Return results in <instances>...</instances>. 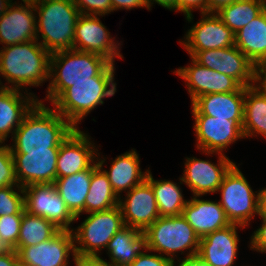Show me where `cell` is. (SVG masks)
<instances>
[{"label": "cell", "mask_w": 266, "mask_h": 266, "mask_svg": "<svg viewBox=\"0 0 266 266\" xmlns=\"http://www.w3.org/2000/svg\"><path fill=\"white\" fill-rule=\"evenodd\" d=\"M75 128L57 111L38 102L25 115L9 144L12 154L27 151L59 150L60 144Z\"/></svg>", "instance_id": "cell-1"}, {"label": "cell", "mask_w": 266, "mask_h": 266, "mask_svg": "<svg viewBox=\"0 0 266 266\" xmlns=\"http://www.w3.org/2000/svg\"><path fill=\"white\" fill-rule=\"evenodd\" d=\"M50 57L37 40L0 48V76L7 84L4 88L28 93L27 86H42L49 81Z\"/></svg>", "instance_id": "cell-2"}, {"label": "cell", "mask_w": 266, "mask_h": 266, "mask_svg": "<svg viewBox=\"0 0 266 266\" xmlns=\"http://www.w3.org/2000/svg\"><path fill=\"white\" fill-rule=\"evenodd\" d=\"M34 8L38 14L36 40L50 53L73 49L75 27L81 15L73 0H40Z\"/></svg>", "instance_id": "cell-3"}, {"label": "cell", "mask_w": 266, "mask_h": 266, "mask_svg": "<svg viewBox=\"0 0 266 266\" xmlns=\"http://www.w3.org/2000/svg\"><path fill=\"white\" fill-rule=\"evenodd\" d=\"M111 62L105 57L75 49L51 53L45 100L51 104L75 82L95 81Z\"/></svg>", "instance_id": "cell-4"}, {"label": "cell", "mask_w": 266, "mask_h": 266, "mask_svg": "<svg viewBox=\"0 0 266 266\" xmlns=\"http://www.w3.org/2000/svg\"><path fill=\"white\" fill-rule=\"evenodd\" d=\"M115 64L111 63L95 81L75 82L67 88L51 105L74 128H79L81 120L91 113L104 99L117 92L114 81Z\"/></svg>", "instance_id": "cell-5"}, {"label": "cell", "mask_w": 266, "mask_h": 266, "mask_svg": "<svg viewBox=\"0 0 266 266\" xmlns=\"http://www.w3.org/2000/svg\"><path fill=\"white\" fill-rule=\"evenodd\" d=\"M144 236L146 249L173 262L180 259V252L187 251L186 257H192L199 251L200 238L182 215L159 217L144 231Z\"/></svg>", "instance_id": "cell-6"}, {"label": "cell", "mask_w": 266, "mask_h": 266, "mask_svg": "<svg viewBox=\"0 0 266 266\" xmlns=\"http://www.w3.org/2000/svg\"><path fill=\"white\" fill-rule=\"evenodd\" d=\"M125 226L120 206L89 213L76 228H72L76 257H99L113 236Z\"/></svg>", "instance_id": "cell-7"}, {"label": "cell", "mask_w": 266, "mask_h": 266, "mask_svg": "<svg viewBox=\"0 0 266 266\" xmlns=\"http://www.w3.org/2000/svg\"><path fill=\"white\" fill-rule=\"evenodd\" d=\"M218 192V202L231 224L246 227L255 215H260V190L253 191L236 163L225 174Z\"/></svg>", "instance_id": "cell-8"}, {"label": "cell", "mask_w": 266, "mask_h": 266, "mask_svg": "<svg viewBox=\"0 0 266 266\" xmlns=\"http://www.w3.org/2000/svg\"><path fill=\"white\" fill-rule=\"evenodd\" d=\"M196 148L207 156L224 154L232 143L244 138L243 121L225 120L209 115H192Z\"/></svg>", "instance_id": "cell-9"}, {"label": "cell", "mask_w": 266, "mask_h": 266, "mask_svg": "<svg viewBox=\"0 0 266 266\" xmlns=\"http://www.w3.org/2000/svg\"><path fill=\"white\" fill-rule=\"evenodd\" d=\"M25 211L41 216L60 230H72L75 216L67 208L53 184H34L23 188Z\"/></svg>", "instance_id": "cell-10"}, {"label": "cell", "mask_w": 266, "mask_h": 266, "mask_svg": "<svg viewBox=\"0 0 266 266\" xmlns=\"http://www.w3.org/2000/svg\"><path fill=\"white\" fill-rule=\"evenodd\" d=\"M199 22L194 23L179 44L190 58L198 51L227 48L235 45V33L229 29L216 13H202Z\"/></svg>", "instance_id": "cell-11"}, {"label": "cell", "mask_w": 266, "mask_h": 266, "mask_svg": "<svg viewBox=\"0 0 266 266\" xmlns=\"http://www.w3.org/2000/svg\"><path fill=\"white\" fill-rule=\"evenodd\" d=\"M22 266H69L76 258L72 231L59 230L52 238L37 245L16 247Z\"/></svg>", "instance_id": "cell-12"}, {"label": "cell", "mask_w": 266, "mask_h": 266, "mask_svg": "<svg viewBox=\"0 0 266 266\" xmlns=\"http://www.w3.org/2000/svg\"><path fill=\"white\" fill-rule=\"evenodd\" d=\"M122 42L115 40L96 15L81 14L75 27L73 49L99 54L111 63L123 59L120 53ZM120 46V47H119Z\"/></svg>", "instance_id": "cell-13"}, {"label": "cell", "mask_w": 266, "mask_h": 266, "mask_svg": "<svg viewBox=\"0 0 266 266\" xmlns=\"http://www.w3.org/2000/svg\"><path fill=\"white\" fill-rule=\"evenodd\" d=\"M218 164L197 157H186L180 184H186L193 196L217 193L225 174L235 164L225 154L217 153Z\"/></svg>", "instance_id": "cell-14"}, {"label": "cell", "mask_w": 266, "mask_h": 266, "mask_svg": "<svg viewBox=\"0 0 266 266\" xmlns=\"http://www.w3.org/2000/svg\"><path fill=\"white\" fill-rule=\"evenodd\" d=\"M192 58L204 67L231 76L242 87L254 85L255 65L235 45L198 51Z\"/></svg>", "instance_id": "cell-15"}, {"label": "cell", "mask_w": 266, "mask_h": 266, "mask_svg": "<svg viewBox=\"0 0 266 266\" xmlns=\"http://www.w3.org/2000/svg\"><path fill=\"white\" fill-rule=\"evenodd\" d=\"M59 150L27 151V154H12L18 185L53 184L57 178Z\"/></svg>", "instance_id": "cell-16"}, {"label": "cell", "mask_w": 266, "mask_h": 266, "mask_svg": "<svg viewBox=\"0 0 266 266\" xmlns=\"http://www.w3.org/2000/svg\"><path fill=\"white\" fill-rule=\"evenodd\" d=\"M98 148L87 133L75 128L60 144L57 178L88 169L97 159Z\"/></svg>", "instance_id": "cell-17"}, {"label": "cell", "mask_w": 266, "mask_h": 266, "mask_svg": "<svg viewBox=\"0 0 266 266\" xmlns=\"http://www.w3.org/2000/svg\"><path fill=\"white\" fill-rule=\"evenodd\" d=\"M184 79L191 103L199 96L238 91L242 86L231 76L204 67L191 57V64L173 72Z\"/></svg>", "instance_id": "cell-18"}, {"label": "cell", "mask_w": 266, "mask_h": 266, "mask_svg": "<svg viewBox=\"0 0 266 266\" xmlns=\"http://www.w3.org/2000/svg\"><path fill=\"white\" fill-rule=\"evenodd\" d=\"M125 195L119 200L125 225L144 232L160 217L151 184L145 179Z\"/></svg>", "instance_id": "cell-19"}, {"label": "cell", "mask_w": 266, "mask_h": 266, "mask_svg": "<svg viewBox=\"0 0 266 266\" xmlns=\"http://www.w3.org/2000/svg\"><path fill=\"white\" fill-rule=\"evenodd\" d=\"M34 4L13 2L0 17V44L2 47L36 40Z\"/></svg>", "instance_id": "cell-20"}, {"label": "cell", "mask_w": 266, "mask_h": 266, "mask_svg": "<svg viewBox=\"0 0 266 266\" xmlns=\"http://www.w3.org/2000/svg\"><path fill=\"white\" fill-rule=\"evenodd\" d=\"M238 228L246 227L231 224L200 238L197 256L210 266H234L240 242Z\"/></svg>", "instance_id": "cell-21"}, {"label": "cell", "mask_w": 266, "mask_h": 266, "mask_svg": "<svg viewBox=\"0 0 266 266\" xmlns=\"http://www.w3.org/2000/svg\"><path fill=\"white\" fill-rule=\"evenodd\" d=\"M38 100V97L30 91L27 93L10 88H3L0 91V141L3 144L7 137L11 136L12 139L25 115Z\"/></svg>", "instance_id": "cell-22"}, {"label": "cell", "mask_w": 266, "mask_h": 266, "mask_svg": "<svg viewBox=\"0 0 266 266\" xmlns=\"http://www.w3.org/2000/svg\"><path fill=\"white\" fill-rule=\"evenodd\" d=\"M100 152L97 153V165L107 175L114 192L121 198L122 192L130 191L133 187L141 184L147 176L148 170L142 172L140 168V157L133 148L128 152L118 155L111 162L109 171L104 170L103 165L106 161L105 157H101Z\"/></svg>", "instance_id": "cell-23"}, {"label": "cell", "mask_w": 266, "mask_h": 266, "mask_svg": "<svg viewBox=\"0 0 266 266\" xmlns=\"http://www.w3.org/2000/svg\"><path fill=\"white\" fill-rule=\"evenodd\" d=\"M200 198L192 196L182 211V216L199 238L231 225L218 201Z\"/></svg>", "instance_id": "cell-24"}, {"label": "cell", "mask_w": 266, "mask_h": 266, "mask_svg": "<svg viewBox=\"0 0 266 266\" xmlns=\"http://www.w3.org/2000/svg\"><path fill=\"white\" fill-rule=\"evenodd\" d=\"M245 87L227 93H211L197 97L191 103L192 115H209L233 121L244 119Z\"/></svg>", "instance_id": "cell-25"}, {"label": "cell", "mask_w": 266, "mask_h": 266, "mask_svg": "<svg viewBox=\"0 0 266 266\" xmlns=\"http://www.w3.org/2000/svg\"><path fill=\"white\" fill-rule=\"evenodd\" d=\"M92 165L81 172L56 178L53 185L77 221L85 213V200L89 193Z\"/></svg>", "instance_id": "cell-26"}, {"label": "cell", "mask_w": 266, "mask_h": 266, "mask_svg": "<svg viewBox=\"0 0 266 266\" xmlns=\"http://www.w3.org/2000/svg\"><path fill=\"white\" fill-rule=\"evenodd\" d=\"M144 249V232L125 225L109 241L106 252L112 265L128 266Z\"/></svg>", "instance_id": "cell-27"}, {"label": "cell", "mask_w": 266, "mask_h": 266, "mask_svg": "<svg viewBox=\"0 0 266 266\" xmlns=\"http://www.w3.org/2000/svg\"><path fill=\"white\" fill-rule=\"evenodd\" d=\"M235 46L255 66L266 62V10L235 34Z\"/></svg>", "instance_id": "cell-28"}, {"label": "cell", "mask_w": 266, "mask_h": 266, "mask_svg": "<svg viewBox=\"0 0 266 266\" xmlns=\"http://www.w3.org/2000/svg\"><path fill=\"white\" fill-rule=\"evenodd\" d=\"M243 133L266 140V97L254 85L245 87Z\"/></svg>", "instance_id": "cell-29"}, {"label": "cell", "mask_w": 266, "mask_h": 266, "mask_svg": "<svg viewBox=\"0 0 266 266\" xmlns=\"http://www.w3.org/2000/svg\"><path fill=\"white\" fill-rule=\"evenodd\" d=\"M120 198L114 192L105 172L92 164V175L89 193L85 200V214L99 212L119 205Z\"/></svg>", "instance_id": "cell-30"}, {"label": "cell", "mask_w": 266, "mask_h": 266, "mask_svg": "<svg viewBox=\"0 0 266 266\" xmlns=\"http://www.w3.org/2000/svg\"><path fill=\"white\" fill-rule=\"evenodd\" d=\"M146 180L154 191L160 217L182 215L188 200L184 199L180 185L172 180H155L148 170Z\"/></svg>", "instance_id": "cell-31"}, {"label": "cell", "mask_w": 266, "mask_h": 266, "mask_svg": "<svg viewBox=\"0 0 266 266\" xmlns=\"http://www.w3.org/2000/svg\"><path fill=\"white\" fill-rule=\"evenodd\" d=\"M263 11L260 0H238L221 7L216 15L236 34Z\"/></svg>", "instance_id": "cell-32"}, {"label": "cell", "mask_w": 266, "mask_h": 266, "mask_svg": "<svg viewBox=\"0 0 266 266\" xmlns=\"http://www.w3.org/2000/svg\"><path fill=\"white\" fill-rule=\"evenodd\" d=\"M59 230L47 219L24 210L16 247L37 245L52 238Z\"/></svg>", "instance_id": "cell-33"}, {"label": "cell", "mask_w": 266, "mask_h": 266, "mask_svg": "<svg viewBox=\"0 0 266 266\" xmlns=\"http://www.w3.org/2000/svg\"><path fill=\"white\" fill-rule=\"evenodd\" d=\"M24 210L23 187L10 185L0 188V216L23 215Z\"/></svg>", "instance_id": "cell-34"}, {"label": "cell", "mask_w": 266, "mask_h": 266, "mask_svg": "<svg viewBox=\"0 0 266 266\" xmlns=\"http://www.w3.org/2000/svg\"><path fill=\"white\" fill-rule=\"evenodd\" d=\"M23 215L0 216V240L8 249L16 250Z\"/></svg>", "instance_id": "cell-35"}, {"label": "cell", "mask_w": 266, "mask_h": 266, "mask_svg": "<svg viewBox=\"0 0 266 266\" xmlns=\"http://www.w3.org/2000/svg\"><path fill=\"white\" fill-rule=\"evenodd\" d=\"M18 185L15 175L11 148L7 144L0 146V188Z\"/></svg>", "instance_id": "cell-36"}, {"label": "cell", "mask_w": 266, "mask_h": 266, "mask_svg": "<svg viewBox=\"0 0 266 266\" xmlns=\"http://www.w3.org/2000/svg\"><path fill=\"white\" fill-rule=\"evenodd\" d=\"M79 12L84 15L105 16L111 14L110 0H73Z\"/></svg>", "instance_id": "cell-37"}, {"label": "cell", "mask_w": 266, "mask_h": 266, "mask_svg": "<svg viewBox=\"0 0 266 266\" xmlns=\"http://www.w3.org/2000/svg\"><path fill=\"white\" fill-rule=\"evenodd\" d=\"M128 266H174V262L145 248Z\"/></svg>", "instance_id": "cell-38"}, {"label": "cell", "mask_w": 266, "mask_h": 266, "mask_svg": "<svg viewBox=\"0 0 266 266\" xmlns=\"http://www.w3.org/2000/svg\"><path fill=\"white\" fill-rule=\"evenodd\" d=\"M200 10V14L207 13V0H176V12H183L188 22L193 20V11Z\"/></svg>", "instance_id": "cell-39"}, {"label": "cell", "mask_w": 266, "mask_h": 266, "mask_svg": "<svg viewBox=\"0 0 266 266\" xmlns=\"http://www.w3.org/2000/svg\"><path fill=\"white\" fill-rule=\"evenodd\" d=\"M260 218L262 224L251 235L249 247L252 251L266 254V218Z\"/></svg>", "instance_id": "cell-40"}, {"label": "cell", "mask_w": 266, "mask_h": 266, "mask_svg": "<svg viewBox=\"0 0 266 266\" xmlns=\"http://www.w3.org/2000/svg\"><path fill=\"white\" fill-rule=\"evenodd\" d=\"M254 86L266 97V62L255 66Z\"/></svg>", "instance_id": "cell-41"}, {"label": "cell", "mask_w": 266, "mask_h": 266, "mask_svg": "<svg viewBox=\"0 0 266 266\" xmlns=\"http://www.w3.org/2000/svg\"><path fill=\"white\" fill-rule=\"evenodd\" d=\"M112 4V12L117 10H131L134 8H147L145 0H110Z\"/></svg>", "instance_id": "cell-42"}, {"label": "cell", "mask_w": 266, "mask_h": 266, "mask_svg": "<svg viewBox=\"0 0 266 266\" xmlns=\"http://www.w3.org/2000/svg\"><path fill=\"white\" fill-rule=\"evenodd\" d=\"M75 266H114L101 256L99 257H76L73 263Z\"/></svg>", "instance_id": "cell-43"}, {"label": "cell", "mask_w": 266, "mask_h": 266, "mask_svg": "<svg viewBox=\"0 0 266 266\" xmlns=\"http://www.w3.org/2000/svg\"><path fill=\"white\" fill-rule=\"evenodd\" d=\"M19 258L15 250L9 249L0 254V266H18Z\"/></svg>", "instance_id": "cell-44"}, {"label": "cell", "mask_w": 266, "mask_h": 266, "mask_svg": "<svg viewBox=\"0 0 266 266\" xmlns=\"http://www.w3.org/2000/svg\"><path fill=\"white\" fill-rule=\"evenodd\" d=\"M174 266H210V265L204 262L200 257L196 255L192 257H185L183 259L180 258L174 262Z\"/></svg>", "instance_id": "cell-45"}, {"label": "cell", "mask_w": 266, "mask_h": 266, "mask_svg": "<svg viewBox=\"0 0 266 266\" xmlns=\"http://www.w3.org/2000/svg\"><path fill=\"white\" fill-rule=\"evenodd\" d=\"M238 0H207V13H216L221 7Z\"/></svg>", "instance_id": "cell-46"}, {"label": "cell", "mask_w": 266, "mask_h": 266, "mask_svg": "<svg viewBox=\"0 0 266 266\" xmlns=\"http://www.w3.org/2000/svg\"><path fill=\"white\" fill-rule=\"evenodd\" d=\"M145 2L148 7V10H151L153 4L157 3L165 9H168L170 11L174 10L176 12V0H145Z\"/></svg>", "instance_id": "cell-47"}, {"label": "cell", "mask_w": 266, "mask_h": 266, "mask_svg": "<svg viewBox=\"0 0 266 266\" xmlns=\"http://www.w3.org/2000/svg\"><path fill=\"white\" fill-rule=\"evenodd\" d=\"M260 217L266 218V188L260 189Z\"/></svg>", "instance_id": "cell-48"}, {"label": "cell", "mask_w": 266, "mask_h": 266, "mask_svg": "<svg viewBox=\"0 0 266 266\" xmlns=\"http://www.w3.org/2000/svg\"><path fill=\"white\" fill-rule=\"evenodd\" d=\"M13 0H0V17L7 11Z\"/></svg>", "instance_id": "cell-49"}, {"label": "cell", "mask_w": 266, "mask_h": 266, "mask_svg": "<svg viewBox=\"0 0 266 266\" xmlns=\"http://www.w3.org/2000/svg\"><path fill=\"white\" fill-rule=\"evenodd\" d=\"M7 250H9L4 243L0 240V254L6 252Z\"/></svg>", "instance_id": "cell-50"}, {"label": "cell", "mask_w": 266, "mask_h": 266, "mask_svg": "<svg viewBox=\"0 0 266 266\" xmlns=\"http://www.w3.org/2000/svg\"><path fill=\"white\" fill-rule=\"evenodd\" d=\"M23 3L36 4L40 0H21Z\"/></svg>", "instance_id": "cell-51"}, {"label": "cell", "mask_w": 266, "mask_h": 266, "mask_svg": "<svg viewBox=\"0 0 266 266\" xmlns=\"http://www.w3.org/2000/svg\"><path fill=\"white\" fill-rule=\"evenodd\" d=\"M260 1H261L262 5L264 7V10H266V0H260Z\"/></svg>", "instance_id": "cell-52"}, {"label": "cell", "mask_w": 266, "mask_h": 266, "mask_svg": "<svg viewBox=\"0 0 266 266\" xmlns=\"http://www.w3.org/2000/svg\"><path fill=\"white\" fill-rule=\"evenodd\" d=\"M2 80H1V78H0V91L4 88V83L3 82H1Z\"/></svg>", "instance_id": "cell-53"}]
</instances>
